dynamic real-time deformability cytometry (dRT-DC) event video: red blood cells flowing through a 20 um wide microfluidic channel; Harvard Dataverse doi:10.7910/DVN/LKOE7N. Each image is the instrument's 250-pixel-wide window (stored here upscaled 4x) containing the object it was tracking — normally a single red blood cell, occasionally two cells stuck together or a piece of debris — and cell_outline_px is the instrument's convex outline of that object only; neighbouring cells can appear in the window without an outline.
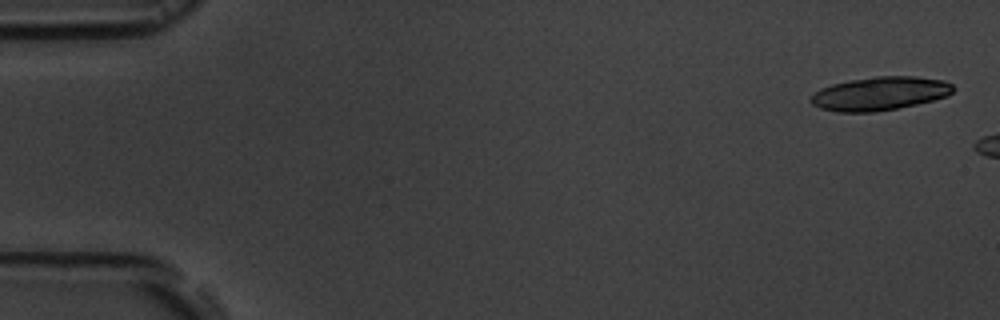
{"species": "common noctule bat (a hibernating species)", "species_latin": "Nyctalus noctula", "temperature_condition": "room temperature", "stored_images_in_passage": 3, "camera_frame_rate_fps": 3000, "um_per_image_px": 0.085, "animal": {"sex": "male", "body_mass_g": 19.5, "forearm_length_mm": 54.6}, "frame": {"image": 1, "passage_image": 1, "time_ms": 0.0, "image_size_px": [1000, 320], "cell_outline_px": [[956, 88], [948, 96], [916, 104], [896, 108], [872, 112], [836, 112], [820, 108], [812, 104], [808, 100], [820, 88], [832, 84], [852, 80], [876, 76], [916, 76], [944, 80], [952, 84]], "centroid_in_image_um": [74.79, 7.95], "position_along_channel_um": 10.2, "area_um2": 27.8}}